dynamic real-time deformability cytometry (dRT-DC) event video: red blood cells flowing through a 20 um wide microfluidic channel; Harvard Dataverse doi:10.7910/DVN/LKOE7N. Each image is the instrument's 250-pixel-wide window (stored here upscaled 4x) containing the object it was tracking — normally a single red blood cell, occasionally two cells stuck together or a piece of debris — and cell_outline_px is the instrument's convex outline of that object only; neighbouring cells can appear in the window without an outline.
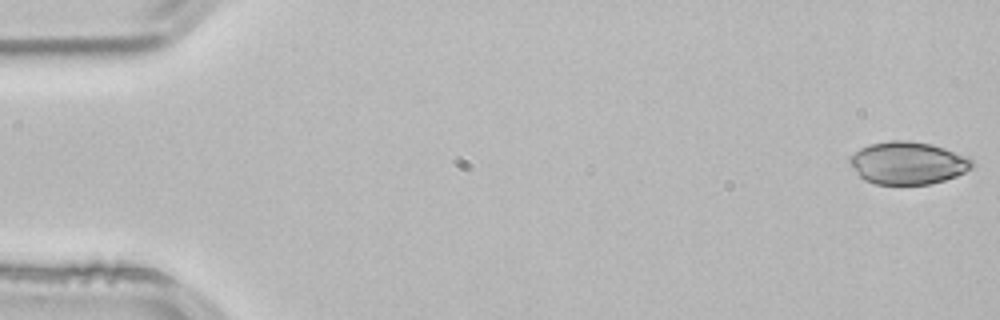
{"species": "common noctule bat (a hibernating species)", "species_latin": "Nyctalus noctula", "temperature_condition": "room temperature", "stored_images_in_passage": 16, "camera_frame_rate_fps": 3000, "um_per_image_px": 0.085, "animal": {"sex": "male", "body_mass_g": 21.5, "forearm_length_mm": 52.0}, "frame": {"image": 1, "passage_image": 1, "time_ms": 0.0, "image_size_px": [1000, 320], "cell_outline_px": [[976, 164], [972, 168], [956, 176], [944, 180], [928, 184], [876, 184], [864, 180], [860, 176], [848, 160], [860, 148], [868, 144], [888, 140], [908, 140], [932, 144], [968, 156]], "centroid_in_image_um": [77.19, 13.84], "position_along_channel_um": 7.8, "area_um2": 30.35}}
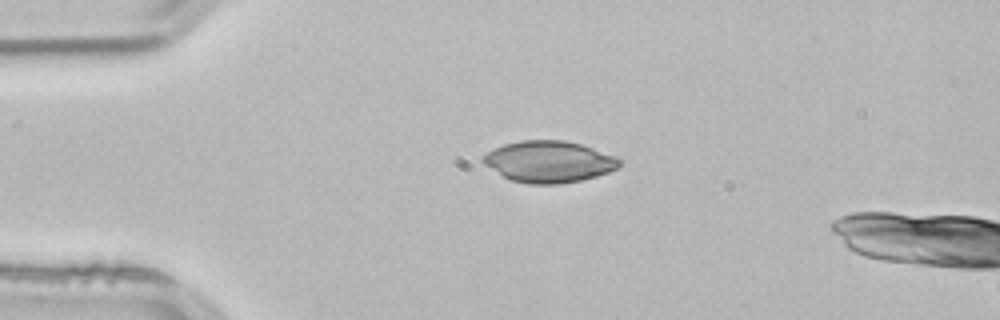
{"frame": {"image": 2, "passage_image": 12, "time_ms": 3.667, "image_size_px": [1000, 320], "cell_outline_px": [[620, 164], [616, 168], [608, 172], [596, 176], [580, 180], [560, 184], [528, 184], [512, 180], [504, 176], [484, 164], [480, 160], [492, 148], [504, 144], [520, 140], [564, 140], [580, 144], [616, 156], [620, 160]], "centroid_in_image_um": [46.64, 13.73], "position_along_channel_um": 38.4, "area_um2": 32.77}}